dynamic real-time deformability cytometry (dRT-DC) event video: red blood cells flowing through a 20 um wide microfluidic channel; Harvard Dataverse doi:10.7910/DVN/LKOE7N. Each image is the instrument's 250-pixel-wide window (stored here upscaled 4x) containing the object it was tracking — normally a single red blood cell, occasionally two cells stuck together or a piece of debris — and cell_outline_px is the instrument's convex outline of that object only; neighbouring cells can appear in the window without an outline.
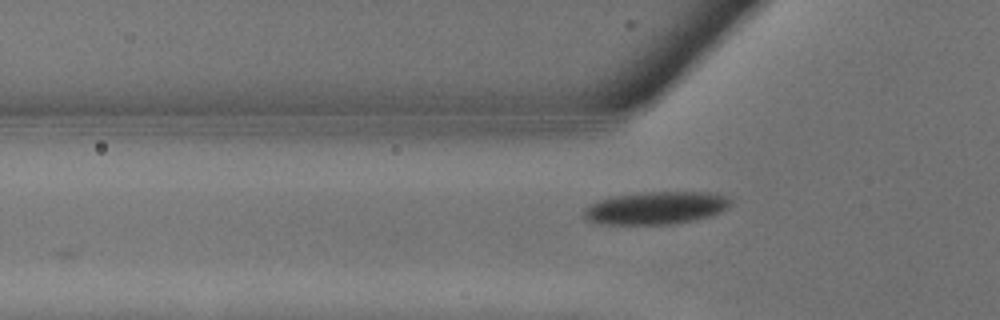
{"species": "common noctule bat (a hibernating species)", "species_latin": "Nyctalus noctula", "temperature_condition": "warm", "stored_images_in_passage": 4, "camera_frame_rate_fps": 3000, "um_per_image_px": 0.085, "animal": {"sex": "male", "body_mass_g": 13.3}, "frame": {"image": 1, "passage_image": 4, "time_ms": 1.0, "image_size_px": [1000, 320], "cell_outline_px": [[732, 200], [728, 208], [720, 212], [708, 216], [692, 220], [672, 224], [592, 224], [584, 220], [584, 208], [600, 200], [612, 196], [644, 192], [708, 192], [728, 196]], "centroid_in_image_um": [55.72, 17.68], "position_along_channel_um": 70.1, "area_um2": 28.03}}